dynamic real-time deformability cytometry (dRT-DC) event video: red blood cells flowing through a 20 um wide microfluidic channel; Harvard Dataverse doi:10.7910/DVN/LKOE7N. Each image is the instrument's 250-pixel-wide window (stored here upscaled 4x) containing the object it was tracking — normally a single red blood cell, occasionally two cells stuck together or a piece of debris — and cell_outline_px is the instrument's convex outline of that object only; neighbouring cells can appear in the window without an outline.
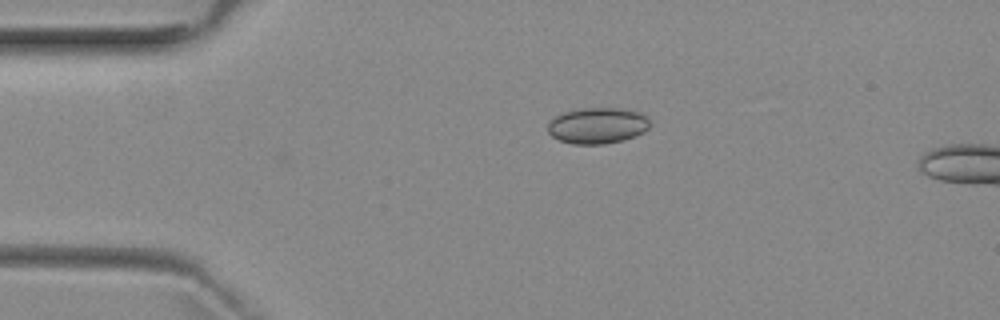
{"species": "common noctule bat (a hibernating species)", "species_latin": "Nyctalus noctula", "temperature_condition": "room temperature", "stored_images_in_passage": 3, "camera_frame_rate_fps": 3000, "um_per_image_px": 0.085, "animal": {"sex": "female", "body_mass_g": 29.2, "forearm_length_mm": 56.3}, "frame": {"image": 1, "passage_image": 3, "time_ms": 2.333, "image_size_px": [1000, 320], "cell_outline_px": [[648, 128], [644, 132], [624, 140], [604, 144], [572, 144], [560, 140], [552, 136], [548, 132], [548, 120], [564, 112], [580, 108], [616, 108], [640, 112], [648, 116]], "centroid_in_image_um": [50.77, 10.67], "position_along_channel_um": 34.2, "area_um2": 21.5}}